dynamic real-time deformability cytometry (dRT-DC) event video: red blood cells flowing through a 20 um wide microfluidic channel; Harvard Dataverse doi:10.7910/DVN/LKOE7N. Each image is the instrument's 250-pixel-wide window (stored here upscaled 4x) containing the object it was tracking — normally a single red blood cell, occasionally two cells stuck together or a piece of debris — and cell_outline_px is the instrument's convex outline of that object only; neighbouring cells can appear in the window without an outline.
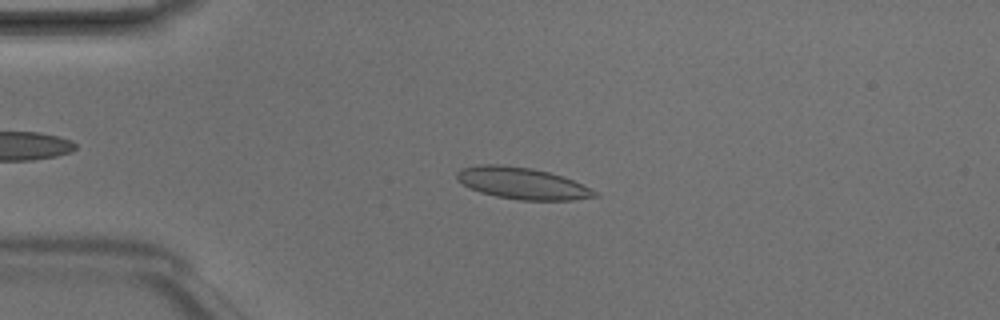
{"species": "Egyptian fruit bat (a non-hibernating species)", "species_latin": "Rousettus aegyptiacus", "temperature_condition": "room temperature", "stored_images_in_passage": 4, "camera_frame_rate_fps": 3000, "um_per_image_px": 0.085, "animal": {"sex": "male"}, "frame": {"image": 1, "passage_image": 3, "time_ms": 0.667, "image_size_px": [1000, 320], "cell_outline_px": [[600, 196], [576, 200], [520, 200], [496, 196], [480, 192], [456, 180], [456, 172], [460, 168], [480, 164], [500, 164], [532, 168], [548, 172], [572, 180], [596, 192]], "centroid_in_image_um": [44.34, 15.57], "position_along_channel_um": 40.7, "area_um2": 25.26}}